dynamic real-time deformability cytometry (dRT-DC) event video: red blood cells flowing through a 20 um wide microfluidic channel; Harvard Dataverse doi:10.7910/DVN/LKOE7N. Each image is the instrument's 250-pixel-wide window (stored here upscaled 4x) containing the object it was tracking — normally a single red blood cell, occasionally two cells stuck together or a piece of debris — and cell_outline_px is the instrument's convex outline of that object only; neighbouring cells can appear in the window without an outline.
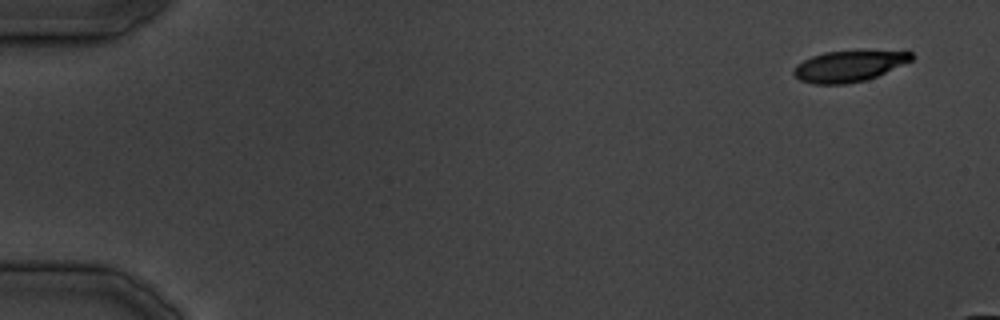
{"species": "common noctule bat (a hibernating species)", "species_latin": "Nyctalus noctula", "temperature_condition": "cold", "stored_images_in_passage": 10, "camera_frame_rate_fps": 3000, "um_per_image_px": 0.085, "animal": {"sex": "male", "body_mass_g": 19.5, "forearm_length_mm": 54.6}, "frame": {"image": 1, "passage_image": 1, "time_ms": 0.0, "image_size_px": [1000, 320], "cell_outline_px": [[912, 60], [876, 76], [864, 80], [848, 84], [812, 84], [800, 80], [792, 72], [796, 64], [812, 56], [824, 52], [912, 52]], "centroid_in_image_um": [72.07, 5.65], "position_along_channel_um": 12.9, "area_um2": 20.63}}